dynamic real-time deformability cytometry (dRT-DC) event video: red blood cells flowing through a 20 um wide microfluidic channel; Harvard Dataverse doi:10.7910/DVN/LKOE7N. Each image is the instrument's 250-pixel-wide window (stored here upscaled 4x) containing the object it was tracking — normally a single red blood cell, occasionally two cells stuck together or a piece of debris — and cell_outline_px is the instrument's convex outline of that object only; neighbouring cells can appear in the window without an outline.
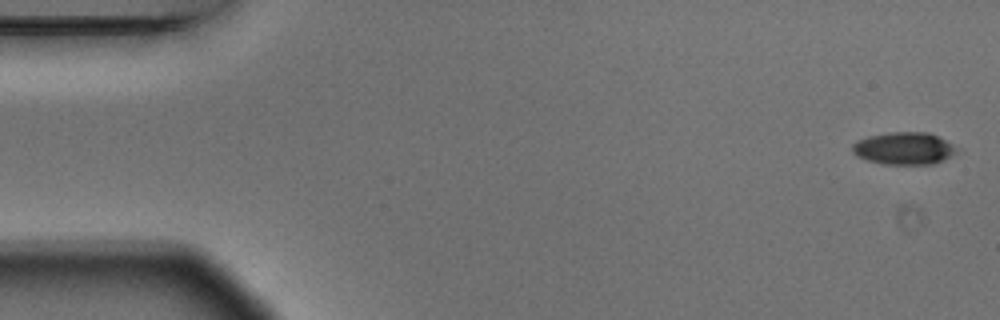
{"species": "Egyptian fruit bat (a non-hibernating species)", "species_latin": "Rousettus aegyptiacus", "temperature_condition": "warm", "stored_images_in_passage": 5, "camera_frame_rate_fps": 3000, "um_per_image_px": 0.085, "animal": {"sex": "male"}, "frame": {"image": 1, "passage_image": 1, "time_ms": 0.0, "image_size_px": [1000, 320], "cell_outline_px": [[960, 148], [956, 152], [932, 164], [884, 164], [868, 160], [856, 156], [852, 152], [852, 144], [868, 136], [888, 132], [928, 132]], "centroid_in_image_um": [76.81, 12.6], "position_along_channel_um": 8.2, "area_um2": 19.42}}
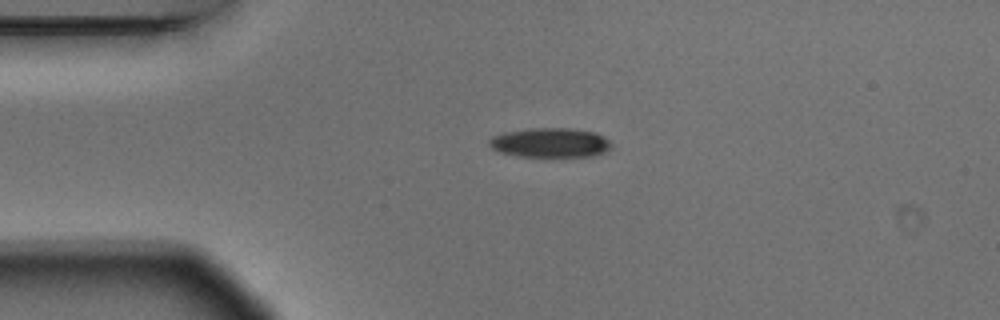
{"frame": {"image": 2, "passage_image": 4, "time_ms": 1.0, "image_size_px": [1000, 320], "cell_outline_px": [[612, 148], [608, 152], [592, 156], [516, 156], [500, 152], [492, 148], [488, 144], [488, 140], [492, 136], [504, 132], [528, 128], [572, 128], [596, 132], [604, 136], [612, 144]], "centroid_in_image_um": [46.79, 12.12], "position_along_channel_um": 38.2, "area_um2": 21.27}}